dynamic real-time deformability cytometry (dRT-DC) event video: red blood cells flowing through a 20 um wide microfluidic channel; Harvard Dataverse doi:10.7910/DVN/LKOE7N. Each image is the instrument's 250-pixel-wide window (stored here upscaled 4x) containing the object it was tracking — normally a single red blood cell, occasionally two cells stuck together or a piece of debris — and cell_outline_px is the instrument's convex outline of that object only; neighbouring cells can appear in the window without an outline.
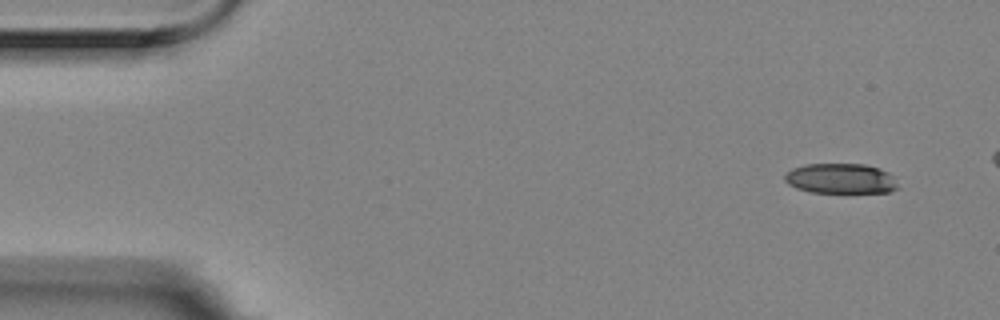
{"species": "Egyptian fruit bat (a non-hibernating species)", "species_latin": "Rousettus aegyptiacus", "temperature_condition": "room temperature", "stored_images_in_passage": 4, "camera_frame_rate_fps": 3000, "um_per_image_px": 0.085, "animal": {"sex": "female"}, "frame": {"image": 1, "passage_image": 4, "time_ms": 1.0, "image_size_px": [1000, 320], "cell_outline_px": [[900, 188], [888, 192], [812, 192], [796, 188], [788, 184], [784, 180], [784, 176], [792, 168], [804, 164], [864, 164], [880, 168], [888, 172], [892, 176]], "centroid_in_image_um": [71.46, 15.17], "position_along_channel_um": 13.5, "area_um2": 19.88}}